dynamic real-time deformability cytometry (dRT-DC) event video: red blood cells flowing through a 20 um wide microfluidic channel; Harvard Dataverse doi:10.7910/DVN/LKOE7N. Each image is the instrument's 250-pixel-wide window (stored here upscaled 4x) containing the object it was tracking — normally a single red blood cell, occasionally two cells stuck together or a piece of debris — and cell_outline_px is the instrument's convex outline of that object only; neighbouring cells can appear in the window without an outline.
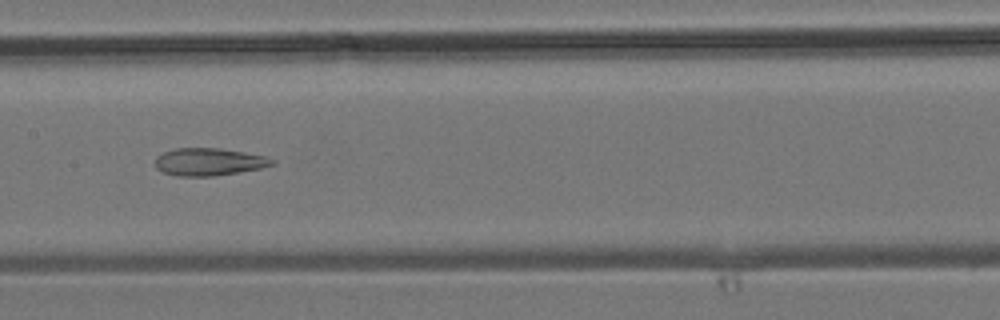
{"species": "common noctule bat (a hibernating species)", "species_latin": "Nyctalus noctula", "temperature_condition": "room temperature", "stored_images_in_passage": 23, "camera_frame_rate_fps": 3000, "um_per_image_px": 0.085, "animal": {"sex": "male", "body_mass_g": 19.2, "forearm_length_mm": 51.8}, "frame": {"image": 1, "passage_image": 8, "time_ms": 2.333, "image_size_px": [1000, 320], "cell_outline_px": [[276, 164], [260, 168], [212, 176], [176, 176], [164, 172], [156, 168], [156, 156], [164, 152], [176, 148], [220, 148], [244, 152], [264, 156], [276, 160]], "centroid_in_image_um": [17.76, 13.75], "position_along_channel_um": 189.6, "area_um2": 18.61}}
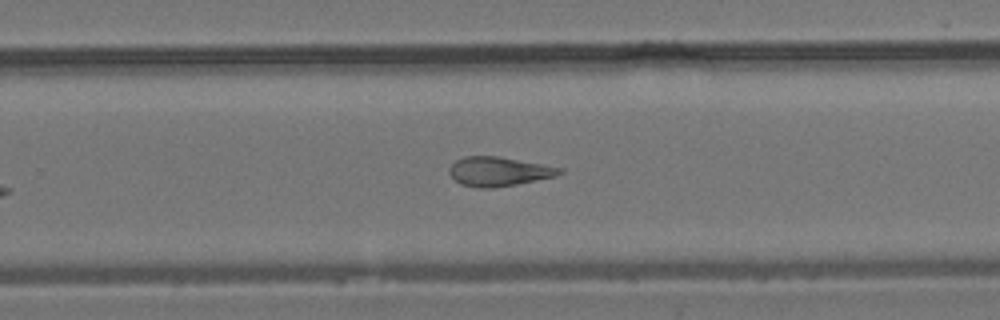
{"frame": {"image": 2, "passage_image": 14, "time_ms": 4.333, "image_size_px": [1000, 320], "cell_outline_px": [[564, 172], [556, 176], [516, 184], [492, 188], [476, 188], [460, 184], [448, 172], [448, 168], [456, 160], [464, 156], [496, 156], [564, 168]], "centroid_in_image_um": [42.38, 14.58], "position_along_channel_um": 287.4, "area_um2": 18.73}}
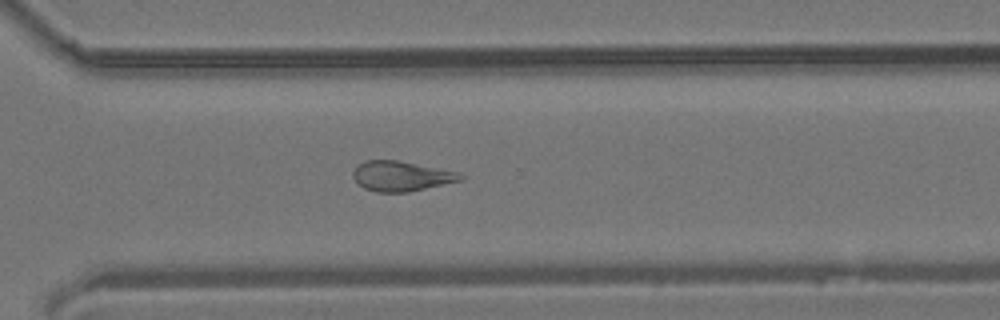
{"frame": {"image": 3, "passage_image": 17, "time_ms": 5.333, "image_size_px": [1000, 320], "cell_outline_px": [[468, 176], [464, 180], [408, 192], [376, 192], [364, 188], [352, 176], [352, 172], [356, 164], [364, 160], [400, 160], [460, 172]], "centroid_in_image_um": [34.15, 14.95], "position_along_channel_um": 336.4, "area_um2": 19.19}}